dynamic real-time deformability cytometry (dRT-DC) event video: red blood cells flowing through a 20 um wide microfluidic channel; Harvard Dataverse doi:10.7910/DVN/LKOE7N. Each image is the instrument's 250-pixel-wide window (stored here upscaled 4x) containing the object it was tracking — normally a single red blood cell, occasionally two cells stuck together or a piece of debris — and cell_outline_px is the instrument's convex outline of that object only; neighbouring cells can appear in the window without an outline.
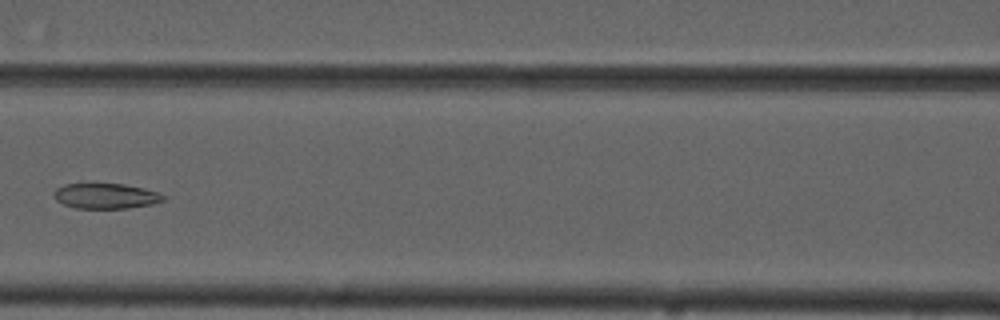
{"species": "common noctule bat (a hibernating species)", "species_latin": "Nyctalus noctula", "temperature_condition": "cold", "stored_images_in_passage": 7, "camera_frame_rate_fps": 3000, "um_per_image_px": 0.085, "animal": {"sex": "male", "forearm_length_mm": 52.5}, "frame": {"image": 1, "passage_image": 7, "time_ms": 7.333, "image_size_px": [1000, 320], "cell_outline_px": [[164, 200], [152, 204], [128, 208], [76, 208], [64, 204], [56, 200], [56, 188], [64, 184], [124, 184], [144, 188], [160, 192], [164, 196]], "centroid_in_image_um": [9.04, 16.66], "position_along_channel_um": 157.6, "area_um2": 15.95}}